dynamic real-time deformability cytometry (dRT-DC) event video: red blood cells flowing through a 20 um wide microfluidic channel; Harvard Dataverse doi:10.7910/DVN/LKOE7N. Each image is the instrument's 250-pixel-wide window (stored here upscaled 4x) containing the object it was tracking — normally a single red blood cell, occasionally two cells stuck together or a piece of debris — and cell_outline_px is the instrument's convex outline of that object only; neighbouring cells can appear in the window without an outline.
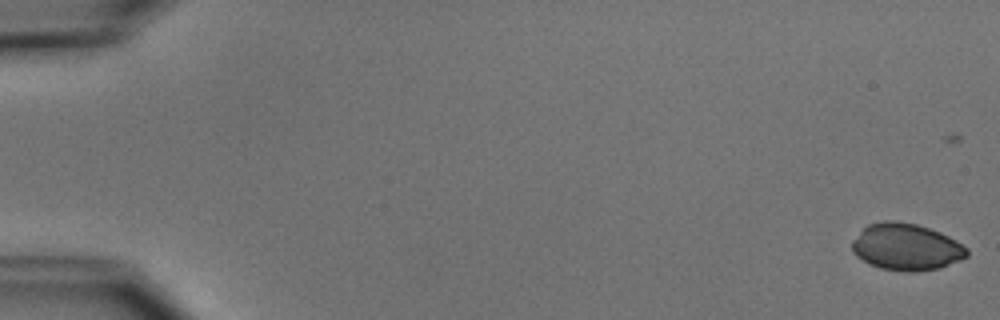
{"species": "common noctule bat (a hibernating species)", "species_latin": "Nyctalus noctula", "temperature_condition": "cold", "stored_images_in_passage": 24, "camera_frame_rate_fps": 3000, "um_per_image_px": 0.085, "animal": {"sex": "male", "body_mass_g": 15.6}, "frame": {"image": 1, "passage_image": 2, "time_ms": 0.333, "image_size_px": [1000, 320], "cell_outline_px": [[968, 256], [960, 260], [940, 268], [912, 272], [908, 272], [880, 268], [868, 264], [856, 256], [852, 252], [852, 240], [868, 224], [884, 220], [896, 220], [916, 224], [940, 232], [956, 240], [968, 248]], "centroid_in_image_um": [77.02, 20.99], "position_along_channel_um": 8.0, "area_um2": 31.5}}
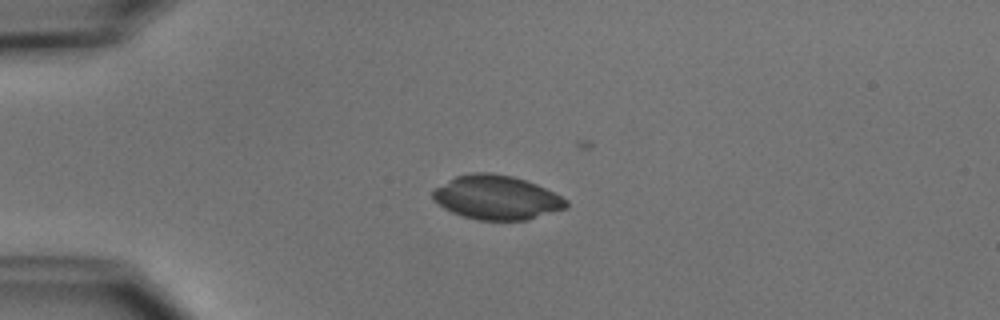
{"frame": {"image": 2, "passage_image": 15, "time_ms": 4.667, "image_size_px": [1000, 320], "cell_outline_px": [[568, 208], [528, 220], [476, 220], [452, 212], [444, 208], [432, 196], [432, 192], [436, 188], [456, 176], [472, 172], [492, 172], [512, 176], [536, 184], [568, 200]], "centroid_in_image_um": [42.24, 16.79], "position_along_channel_um": 42.8, "area_um2": 34.1}}